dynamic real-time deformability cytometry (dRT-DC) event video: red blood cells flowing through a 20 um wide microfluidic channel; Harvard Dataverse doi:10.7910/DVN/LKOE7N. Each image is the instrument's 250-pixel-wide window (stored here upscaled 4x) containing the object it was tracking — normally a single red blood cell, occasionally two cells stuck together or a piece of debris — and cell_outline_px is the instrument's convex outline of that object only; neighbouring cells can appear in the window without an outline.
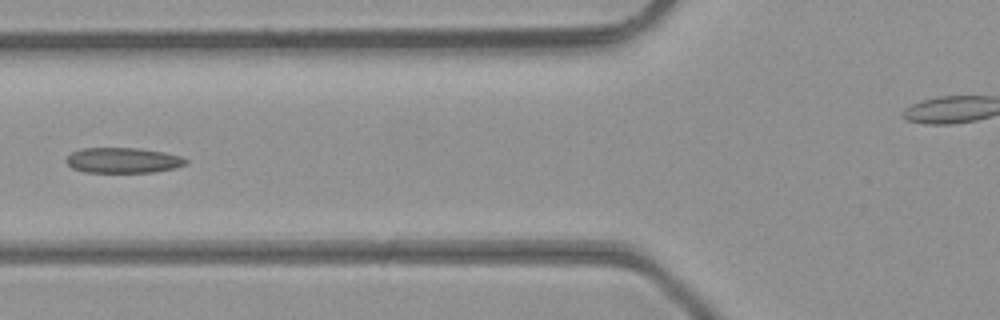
{"species": "common noctule bat (a hibernating species)", "species_latin": "Nyctalus noctula", "temperature_condition": "room temperature", "stored_images_in_passage": 7, "camera_frame_rate_fps": 3000, "um_per_image_px": 0.085, "animal": {"sex": "male", "body_mass_g": 23.1, "forearm_length_mm": 52.7}, "frame": {"image": 1, "passage_image": 6, "time_ms": 1.667, "image_size_px": [1000, 320], "cell_outline_px": [[188, 160], [184, 164], [176, 168], [152, 172], [84, 172], [72, 168], [64, 160], [72, 152], [80, 148], [136, 148], [164, 152], [180, 156]], "centroid_in_image_um": [10.42, 13.62], "position_along_channel_um": 115.4, "area_um2": 17.63}}
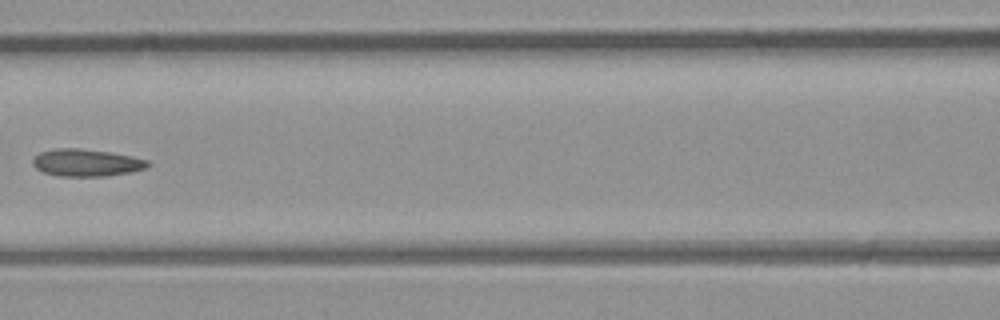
{"frame": {"image": 2, "passage_image": 7, "time_ms": 2.0, "image_size_px": [1000, 320], "cell_outline_px": [[152, 164], [148, 168], [132, 172], [108, 176], [60, 176], [44, 172], [36, 168], [32, 164], [32, 160], [40, 152], [56, 148], [80, 148], [112, 152], [132, 156], [148, 160]], "centroid_in_image_um": [7.4, 13.83], "position_along_channel_um": 159.2, "area_um2": 18.5}}